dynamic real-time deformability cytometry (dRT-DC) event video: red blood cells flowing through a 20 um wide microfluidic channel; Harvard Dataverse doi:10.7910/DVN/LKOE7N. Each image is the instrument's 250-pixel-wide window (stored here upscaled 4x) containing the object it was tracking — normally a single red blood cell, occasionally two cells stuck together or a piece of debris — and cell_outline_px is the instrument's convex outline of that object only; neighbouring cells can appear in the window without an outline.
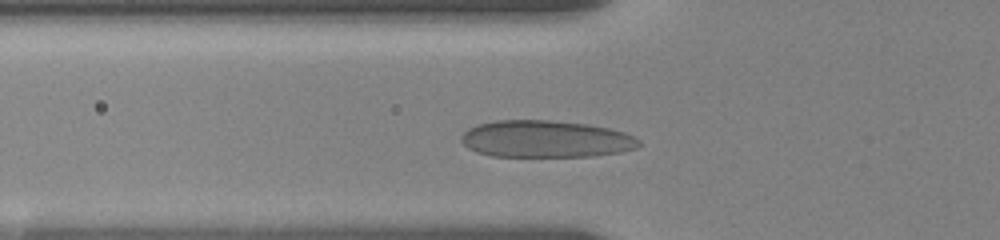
{"species": "human", "species_latin": "Homo sapiens", "temperature_condition": "room temperature", "stored_images_in_passage": 12, "camera_frame_rate_fps": 3000, "um_per_image_px": 0.085, "donor": {"sex": "female"}, "frame": {"image": 1, "passage_image": 9, "time_ms": 3.0, "image_size_px": [1000, 240], "cell_outline_px": [[640, 144], [636, 148], [620, 152], [592, 156], [492, 156], [476, 152], [468, 148], [460, 140], [460, 136], [468, 128], [480, 124], [496, 120], [548, 120], [588, 124], [608, 128], [624, 132], [636, 136], [640, 140]], "centroid_in_image_um": [46.39, 11.81], "position_along_channel_um": 79.4, "area_um2": 38.38}}
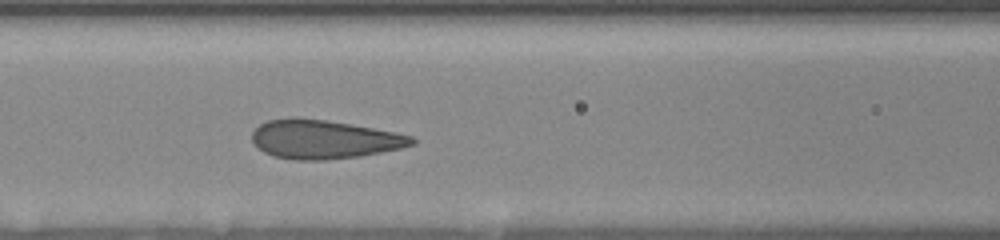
{"frame": {"image": 2, "passage_image": 12, "time_ms": 4.667, "image_size_px": [1000, 240], "cell_outline_px": [[416, 144], [400, 148], [360, 156], [324, 160], [292, 160], [272, 156], [256, 148], [252, 140], [252, 132], [260, 124], [268, 120], [292, 116], [296, 116], [324, 120], [396, 132], [412, 136], [416, 140]], "centroid_in_image_um": [27.49, 11.84], "position_along_channel_um": 139.1, "area_um2": 36.3}}